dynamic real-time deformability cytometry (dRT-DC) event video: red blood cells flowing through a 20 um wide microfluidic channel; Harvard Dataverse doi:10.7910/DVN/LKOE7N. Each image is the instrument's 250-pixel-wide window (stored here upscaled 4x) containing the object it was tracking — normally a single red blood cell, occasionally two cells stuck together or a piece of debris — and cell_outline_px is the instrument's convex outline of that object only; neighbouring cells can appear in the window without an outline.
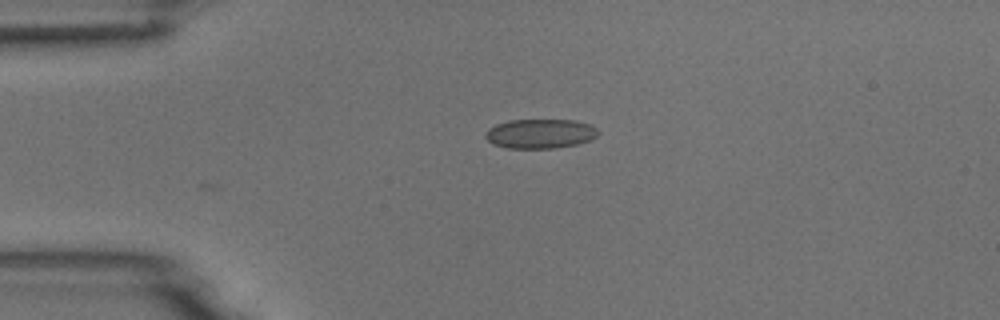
{"species": "common noctule bat (a hibernating species)", "species_latin": "Nyctalus noctula", "temperature_condition": "room temperature", "stored_images_in_passage": 4, "camera_frame_rate_fps": 3000, "um_per_image_px": 0.085, "animal": {"sex": "male", "body_mass_g": 18.8}, "frame": {"image": 1, "passage_image": 4, "time_ms": 3.333, "image_size_px": [1000, 320], "cell_outline_px": [[600, 132], [592, 140], [576, 144], [556, 148], [508, 148], [492, 144], [484, 136], [484, 132], [488, 128], [496, 124], [508, 120], [576, 120], [592, 124]], "centroid_in_image_um": [45.92, 11.36], "position_along_channel_um": 39.1, "area_um2": 19.59}}